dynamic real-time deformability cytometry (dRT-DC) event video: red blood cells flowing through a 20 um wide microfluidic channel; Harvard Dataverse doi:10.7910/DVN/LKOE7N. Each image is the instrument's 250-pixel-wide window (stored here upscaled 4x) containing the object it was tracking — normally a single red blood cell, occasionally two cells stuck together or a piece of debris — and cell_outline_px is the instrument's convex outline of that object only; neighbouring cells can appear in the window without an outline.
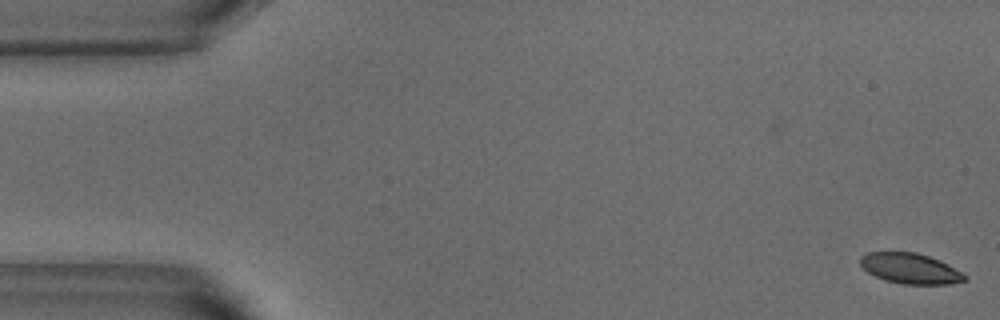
{"species": "common noctule bat (a hibernating species)", "species_latin": "Nyctalus noctula", "temperature_condition": "warm", "stored_images_in_passage": 7, "camera_frame_rate_fps": 3000, "um_per_image_px": 0.085, "animal": {"sex": "male", "body_mass_g": 18.8}, "frame": {"image": 1, "passage_image": 1, "time_ms": 0.0, "image_size_px": [1000, 320], "cell_outline_px": [[968, 276], [964, 280], [952, 284], [900, 284], [884, 280], [868, 272], [860, 264], [860, 256], [864, 252], [916, 252], [940, 260]], "centroid_in_image_um": [77.35, 22.81], "position_along_channel_um": 7.7, "area_um2": 18.55}}